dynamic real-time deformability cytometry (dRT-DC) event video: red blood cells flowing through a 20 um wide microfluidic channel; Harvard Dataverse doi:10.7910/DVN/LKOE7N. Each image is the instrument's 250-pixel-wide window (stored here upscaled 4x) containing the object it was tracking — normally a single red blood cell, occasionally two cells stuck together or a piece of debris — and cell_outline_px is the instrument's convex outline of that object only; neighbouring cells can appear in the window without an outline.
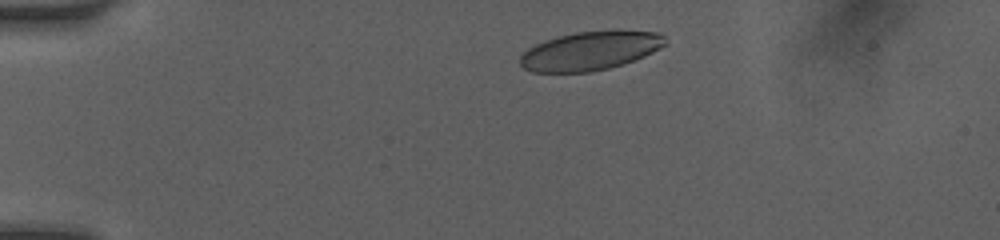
{"species": "human", "species_latin": "Homo sapiens", "temperature_condition": "room temperature", "stored_images_in_passage": 38, "camera_frame_rate_fps": 3000, "um_per_image_px": 0.085, "donor": {"sex": "female"}, "frame": {"image": 1, "passage_image": 3, "time_ms": 1.0, "image_size_px": [1000, 240], "cell_outline_px": [[668, 44], [644, 56], [624, 64], [608, 68], [588, 72], [532, 72], [524, 68], [520, 64], [520, 56], [528, 48], [536, 44], [560, 36], [576, 32], [656, 32], [664, 36]], "centroid_in_image_um": [50.15, 4.35], "position_along_channel_um": 34.9, "area_um2": 32.02}}
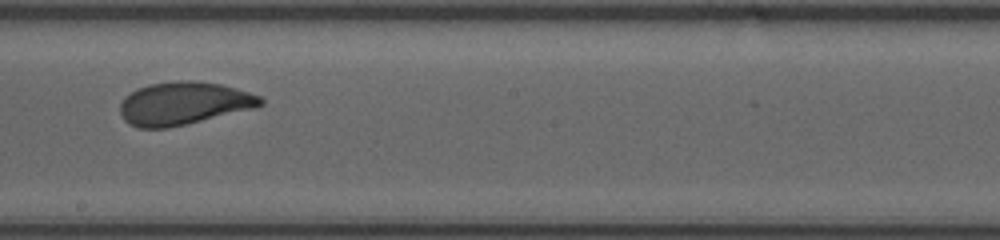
{"frame": {"image": 2, "passage_image": 21, "time_ms": 7.333, "image_size_px": [1000, 240], "cell_outline_px": [[264, 104], [256, 108], [168, 128], [136, 128], [128, 124], [124, 120], [120, 112], [120, 104], [124, 96], [136, 88], [148, 84], [176, 80], [192, 80], [220, 84], [236, 88], [260, 96], [264, 100]], "centroid_in_image_um": [15.58, 8.78], "position_along_channel_um": 232.6, "area_um2": 35.43}}
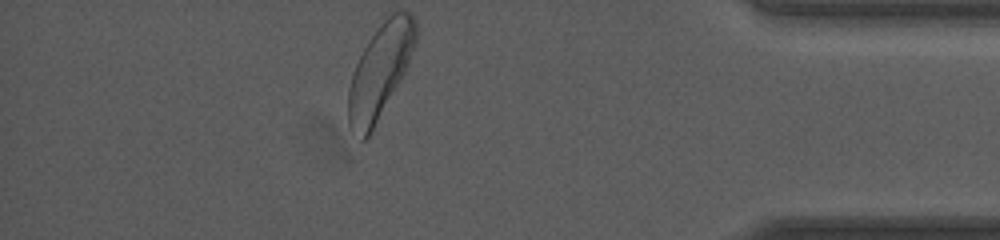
{"frame": {"image": 3, "passage_image": 38, "time_ms": 12.333, "image_size_px": [1000, 240], "cell_outline_px": [[416, 40], [408, 64], [404, 72], [372, 132], [364, 140], [360, 140], [348, 124], [348, 92], [352, 72], [368, 40], [380, 24], [392, 12], [408, 12], [416, 20]], "centroid_in_image_um": [32.28, 6.07], "position_along_channel_um": 402.9, "area_um2": 36.41}, "authors_computed_cell_mechanics": {"area_um2": 34.9979, "velocity_mm_per_s": 4.0798, "shape_relaxation_time_tau1_ms": 2.8387, "shape_relaxation_time_tau2_ms": 0.7437, "deformation_change_tau1": 0.1256, "deformation_change_tau2": 0.0501}}